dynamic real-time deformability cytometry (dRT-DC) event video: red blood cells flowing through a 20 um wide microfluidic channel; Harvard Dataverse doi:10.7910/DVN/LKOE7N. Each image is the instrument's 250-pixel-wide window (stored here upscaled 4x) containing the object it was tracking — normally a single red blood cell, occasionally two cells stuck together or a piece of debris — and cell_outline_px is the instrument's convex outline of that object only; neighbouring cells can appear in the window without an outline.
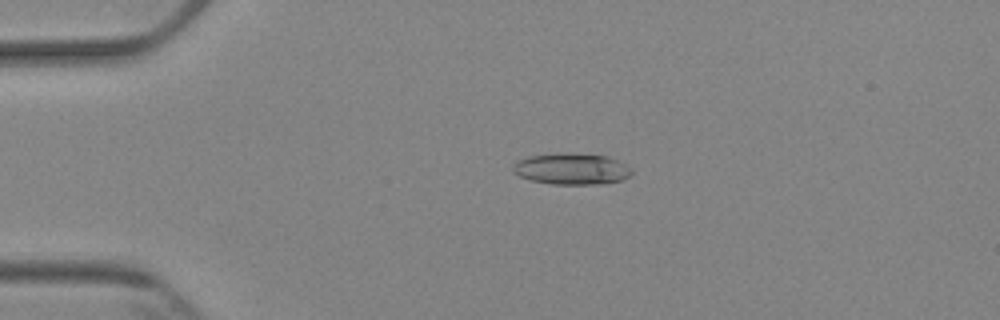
{"species": "Egyptian fruit bat (a non-hibernating species)", "species_latin": "Rousettus aegyptiacus", "temperature_condition": "cold", "stored_images_in_passage": 3, "camera_frame_rate_fps": 3000, "um_per_image_px": 0.085, "animal": {"sex": "female"}, "frame": {"image": 1, "passage_image": 2, "time_ms": 1.333, "image_size_px": [1000, 320], "cell_outline_px": [[632, 172], [628, 176], [620, 180], [600, 184], [552, 184], [532, 180], [520, 176], [512, 172], [512, 168], [516, 160], [528, 156], [560, 152], [572, 152], [608, 156], [632, 168]], "centroid_in_image_um": [48.55, 14.33], "position_along_channel_um": 36.5, "area_um2": 21.85}}